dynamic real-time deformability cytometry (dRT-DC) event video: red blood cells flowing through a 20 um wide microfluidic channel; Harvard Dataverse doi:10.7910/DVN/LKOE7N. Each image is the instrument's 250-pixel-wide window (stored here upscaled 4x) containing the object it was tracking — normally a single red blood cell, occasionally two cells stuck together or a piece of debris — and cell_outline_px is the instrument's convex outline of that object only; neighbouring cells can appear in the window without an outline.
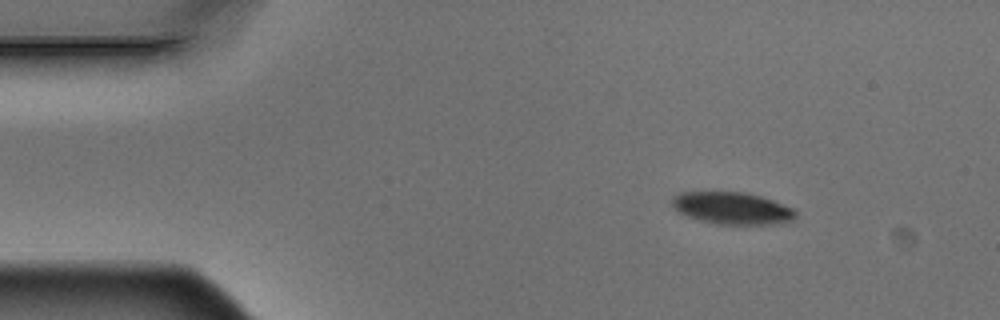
{"species": "Egyptian fruit bat (a non-hibernating species)", "species_latin": "Rousettus aegyptiacus", "temperature_condition": "warm", "stored_images_in_passage": 5, "camera_frame_rate_fps": 3000, "um_per_image_px": 0.085, "animal": {"sex": "male"}, "frame": {"image": 1, "passage_image": 3, "time_ms": 0.667, "image_size_px": [1000, 320], "cell_outline_px": [[796, 216], [792, 220], [772, 224], [716, 224], [700, 220], [688, 216], [680, 212], [672, 204], [672, 196], [680, 192], [744, 192], [760, 196], [772, 200], [792, 208], [796, 212]], "centroid_in_image_um": [62.22, 17.69], "position_along_channel_um": 22.8, "area_um2": 22.83}}